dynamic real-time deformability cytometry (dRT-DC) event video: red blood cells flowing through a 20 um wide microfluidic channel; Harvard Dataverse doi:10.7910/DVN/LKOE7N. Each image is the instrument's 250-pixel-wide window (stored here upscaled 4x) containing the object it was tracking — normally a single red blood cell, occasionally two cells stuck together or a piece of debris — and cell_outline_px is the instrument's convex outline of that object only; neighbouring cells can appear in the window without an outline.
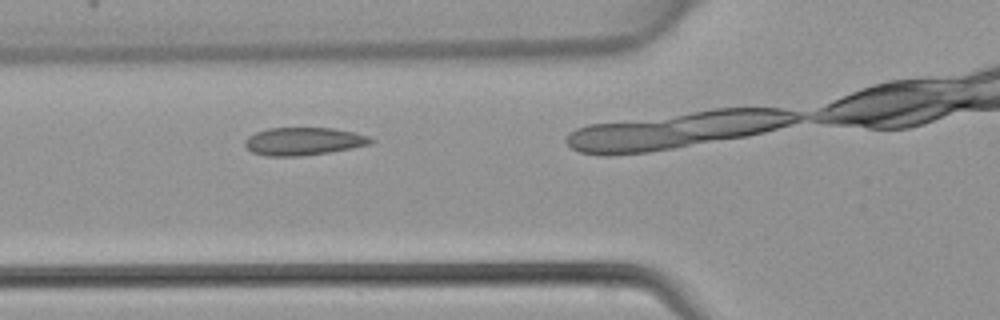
{"species": "common noctule bat (a hibernating species)", "species_latin": "Nyctalus noctula", "temperature_condition": "warm", "stored_images_in_passage": 23, "camera_frame_rate_fps": 3000, "um_per_image_px": 0.085, "animal": {"sex": "female", "body_mass_g": 22.7, "forearm_length_mm": 54.2}, "frame": {"image": 1, "passage_image": 4, "time_ms": 1.0, "image_size_px": [1000, 320], "cell_outline_px": [[376, 140], [372, 144], [352, 148], [328, 152], [300, 156], [268, 156], [252, 152], [244, 144], [244, 140], [248, 136], [256, 132], [268, 128], [332, 128], [352, 132], [368, 136]], "centroid_in_image_um": [25.8, 12.01], "position_along_channel_um": 100.0, "area_um2": 20.35}}